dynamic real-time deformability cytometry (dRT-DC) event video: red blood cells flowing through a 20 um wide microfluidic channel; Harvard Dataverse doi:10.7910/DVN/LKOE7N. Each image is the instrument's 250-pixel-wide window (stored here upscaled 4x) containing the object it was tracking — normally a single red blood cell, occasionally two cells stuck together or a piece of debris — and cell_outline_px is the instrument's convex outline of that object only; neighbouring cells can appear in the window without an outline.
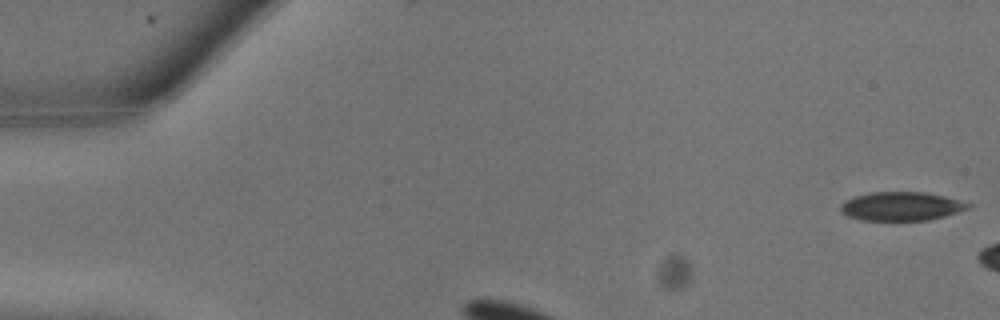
{"species": "common noctule bat (a hibernating species)", "species_latin": "Nyctalus noctula", "temperature_condition": "warm", "stored_images_in_passage": 6, "camera_frame_rate_fps": 3000, "um_per_image_px": 0.085, "animal": {"sex": "male", "body_mass_g": 13.3}, "frame": {"image": 1, "passage_image": 1, "time_ms": 0.0, "image_size_px": [1000, 320], "cell_outline_px": [[972, 204], [968, 208], [944, 216], [928, 220], [864, 220], [848, 216], [840, 208], [840, 204], [844, 200], [856, 196], [872, 192], [924, 192], [944, 196]], "centroid_in_image_um": [76.59, 17.53], "position_along_channel_um": 8.4, "area_um2": 21.04}}
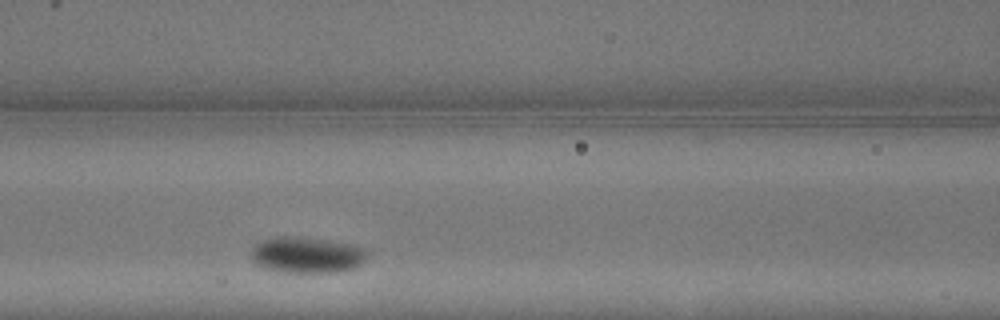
{"frame": {"image": 2, "passage_image": 6, "time_ms": 1.667, "image_size_px": [1000, 320], "cell_outline_px": [[372, 252], [364, 264], [356, 268], [336, 272], [284, 272], [268, 268], [256, 264], [252, 260], [252, 244], [260, 240], [276, 236], [300, 236], [328, 240], [352, 244], [364, 248]], "centroid_in_image_um": [26.15, 21.65], "position_along_channel_um": 140.5, "area_um2": 25.03}}